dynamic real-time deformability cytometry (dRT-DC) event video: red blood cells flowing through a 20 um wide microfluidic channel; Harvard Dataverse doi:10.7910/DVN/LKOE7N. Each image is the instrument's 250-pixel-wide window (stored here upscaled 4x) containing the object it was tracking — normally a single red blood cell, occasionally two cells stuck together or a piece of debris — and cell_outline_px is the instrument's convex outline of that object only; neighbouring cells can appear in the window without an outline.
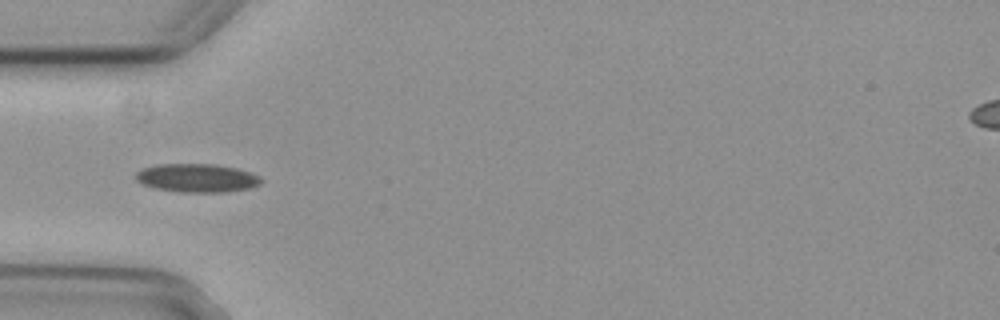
{"species": "common noctule bat (a hibernating species)", "species_latin": "Nyctalus noctula", "temperature_condition": "cold", "stored_images_in_passage": 13, "camera_frame_rate_fps": 3000, "um_per_image_px": 0.085, "animal": {"sex": "female", "body_mass_g": 29.2, "forearm_length_mm": 56.3}, "frame": {"image": 1, "passage_image": 4, "time_ms": 1.0, "image_size_px": [1000, 320], "cell_outline_px": [[260, 184], [252, 188], [224, 192], [180, 192], [152, 188], [140, 184], [136, 180], [136, 172], [140, 168], [156, 164], [216, 164], [236, 168], [260, 176]], "centroid_in_image_um": [16.68, 15.13], "position_along_channel_um": 68.3, "area_um2": 21.04}}
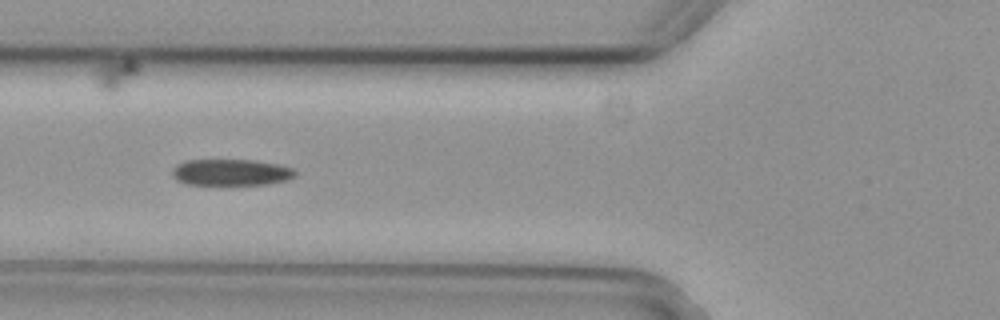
{"frame": {"image": 2, "passage_image": 5, "time_ms": 1.333, "image_size_px": [1000, 320], "cell_outline_px": [[296, 176], [288, 180], [268, 184], [184, 184], [176, 180], [172, 176], [172, 168], [176, 164], [184, 160], [252, 160], [276, 164], [292, 168], [296, 172]], "centroid_in_image_um": [19.6, 14.65], "position_along_channel_um": 106.2, "area_um2": 18.96}}